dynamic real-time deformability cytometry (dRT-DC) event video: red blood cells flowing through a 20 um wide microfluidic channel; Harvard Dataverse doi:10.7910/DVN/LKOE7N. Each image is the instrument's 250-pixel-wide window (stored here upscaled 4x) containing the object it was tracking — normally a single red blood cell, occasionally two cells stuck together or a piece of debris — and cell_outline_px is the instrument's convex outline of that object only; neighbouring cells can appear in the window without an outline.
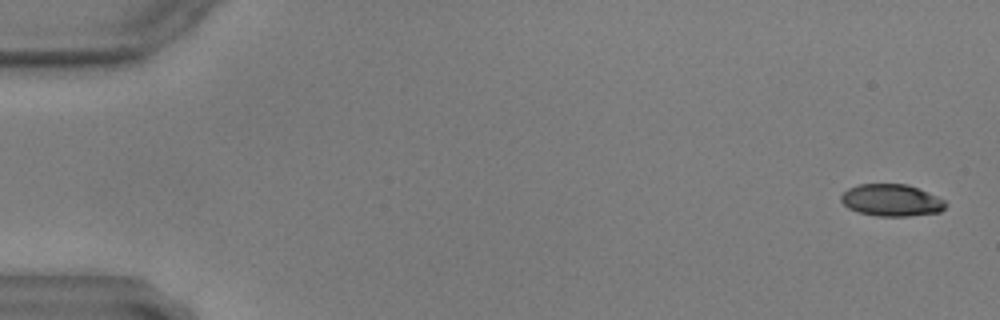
{"species": "common noctule bat (a hibernating species)", "species_latin": "Nyctalus noctula", "temperature_condition": "warm", "stored_images_in_passage": 9, "camera_frame_rate_fps": 3000, "um_per_image_px": 0.085, "animal": {"sex": "male", "body_mass_g": 17.9, "forearm_length_mm": 54.2}, "frame": {"image": 1, "passage_image": 1, "time_ms": 0.0, "image_size_px": [1000, 320], "cell_outline_px": [[948, 204], [940, 212], [908, 216], [876, 216], [860, 212], [848, 208], [840, 200], [840, 196], [848, 188], [856, 184], [908, 184], [936, 196], [944, 200]], "centroid_in_image_um": [75.76, 17.02], "position_along_channel_um": 9.2, "area_um2": 19.48}}